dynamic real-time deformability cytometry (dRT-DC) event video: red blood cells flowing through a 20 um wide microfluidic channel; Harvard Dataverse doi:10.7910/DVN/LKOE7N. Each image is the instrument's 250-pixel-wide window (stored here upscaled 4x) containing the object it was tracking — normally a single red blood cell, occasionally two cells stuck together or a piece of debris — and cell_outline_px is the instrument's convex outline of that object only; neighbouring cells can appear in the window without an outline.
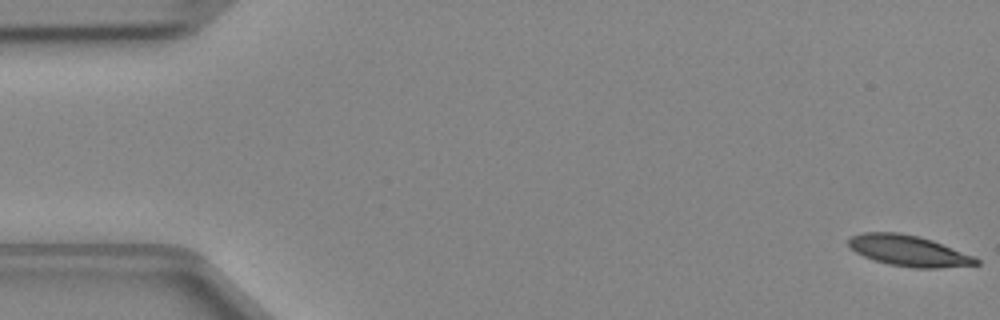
{"species": "Egyptian fruit bat (a non-hibernating species)", "species_latin": "Rousettus aegyptiacus", "temperature_condition": "cold", "stored_images_in_passage": 48, "camera_frame_rate_fps": 3000, "um_per_image_px": 0.085, "animal": {"sex": "female"}, "frame": {"image": 1, "passage_image": 1, "time_ms": 0.0, "image_size_px": [1000, 320], "cell_outline_px": [[980, 264], [940, 268], [912, 268], [888, 264], [864, 256], [856, 252], [848, 244], [848, 240], [852, 236], [864, 232], [900, 232], [920, 236], [932, 240], [976, 256], [980, 260]], "centroid_in_image_um": [77.29, 21.31], "position_along_channel_um": 7.7, "area_um2": 23.06}}
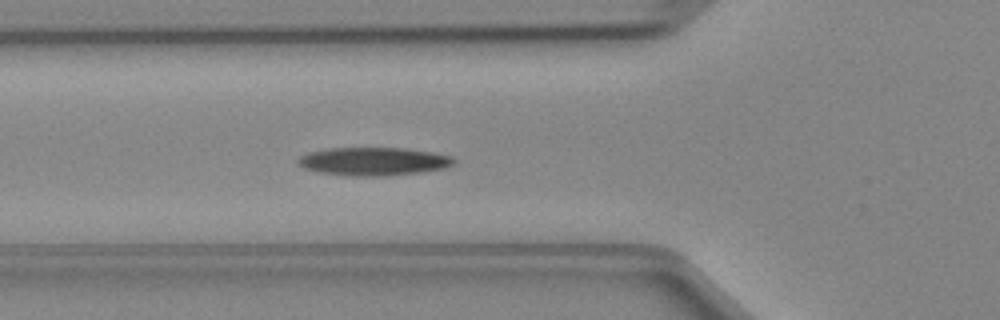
{"frame": {"image": 2, "passage_image": 17, "time_ms": 5.333, "image_size_px": [1000, 320], "cell_outline_px": [[456, 164], [444, 168], [420, 172], [388, 176], [352, 176], [320, 172], [304, 168], [296, 164], [296, 160], [300, 156], [308, 152], [328, 148], [404, 148], [432, 152], [452, 156], [456, 160]], "centroid_in_image_um": [31.75, 13.72], "position_along_channel_um": 94.1, "area_um2": 25.78}}
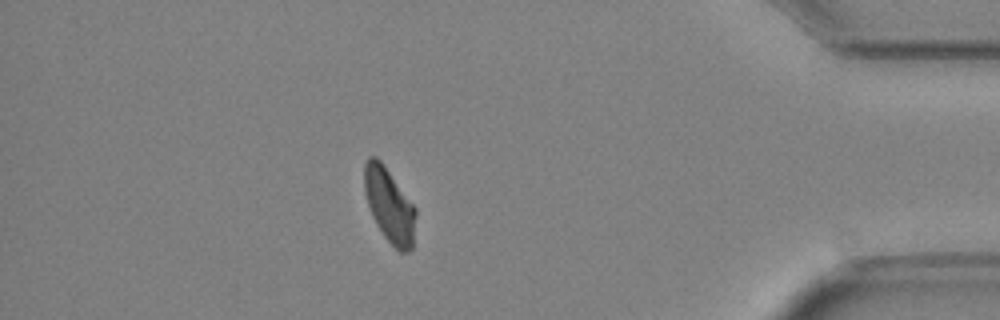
{"frame": {"image": 3, "passage_image": 42, "time_ms": 13.667, "image_size_px": [1000, 320], "cell_outline_px": [[416, 216], [412, 248], [408, 252], [400, 252], [384, 236], [376, 224], [372, 216], [364, 192], [364, 164], [368, 156], [376, 156], [380, 160], [416, 208]], "centroid_in_image_um": [33.08, 17.44], "position_along_channel_um": 402.1, "area_um2": 22.08}}